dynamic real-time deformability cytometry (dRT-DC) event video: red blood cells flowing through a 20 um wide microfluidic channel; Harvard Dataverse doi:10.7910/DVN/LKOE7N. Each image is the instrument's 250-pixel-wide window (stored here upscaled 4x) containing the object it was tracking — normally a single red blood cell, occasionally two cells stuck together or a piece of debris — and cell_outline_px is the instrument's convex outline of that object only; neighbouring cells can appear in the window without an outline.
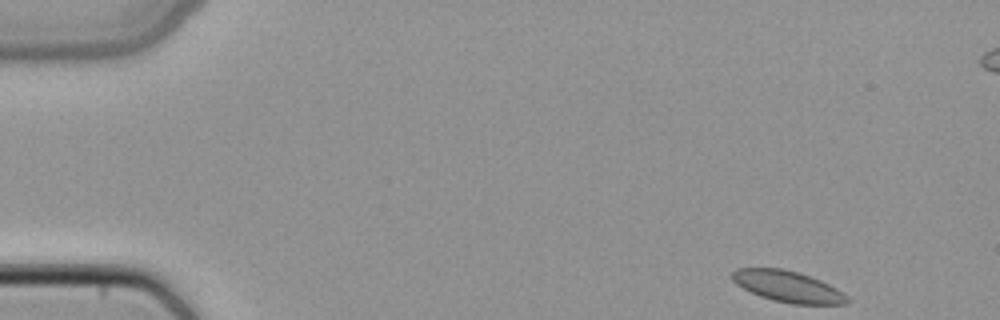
{"species": "common noctule bat (a hibernating species)", "species_latin": "Nyctalus noctula", "temperature_condition": "cold", "stored_images_in_passage": 47, "camera_frame_rate_fps": 3000, "um_per_image_px": 0.085, "animal": {"sex": "female", "body_mass_g": 22.7, "forearm_length_mm": 54.2}, "frame": {"image": 1, "passage_image": 1, "time_ms": 0.0, "image_size_px": [1000, 320], "cell_outline_px": [[848, 304], [792, 304], [772, 300], [760, 296], [736, 284], [732, 280], [732, 272], [736, 268], [784, 268], [800, 272], [820, 280], [836, 288], [848, 296]], "centroid_in_image_um": [66.97, 24.34], "position_along_channel_um": 18.0, "area_um2": 20.92}}
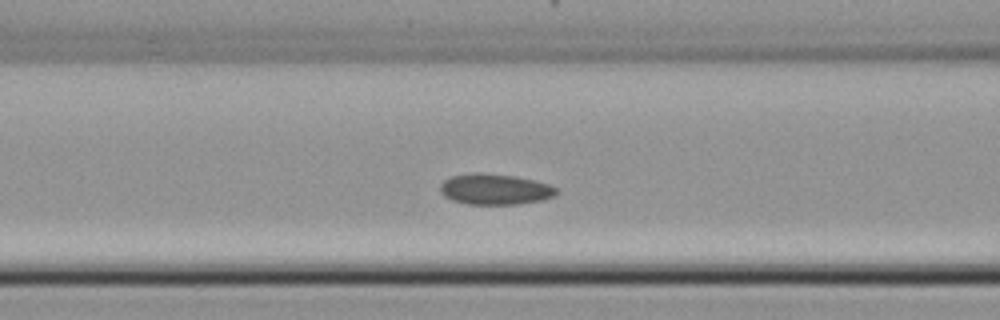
{"frame": {"image": 2, "passage_image": 17, "time_ms": 5.333, "image_size_px": [1000, 320], "cell_outline_px": [[560, 192], [556, 196], [544, 200], [516, 204], [468, 204], [452, 200], [444, 196], [440, 192], [440, 184], [444, 180], [452, 176], [472, 172], [480, 172], [516, 176], [548, 184], [556, 188]], "centroid_in_image_um": [42.08, 16.08], "position_along_channel_um": 124.5, "area_um2": 21.04}}
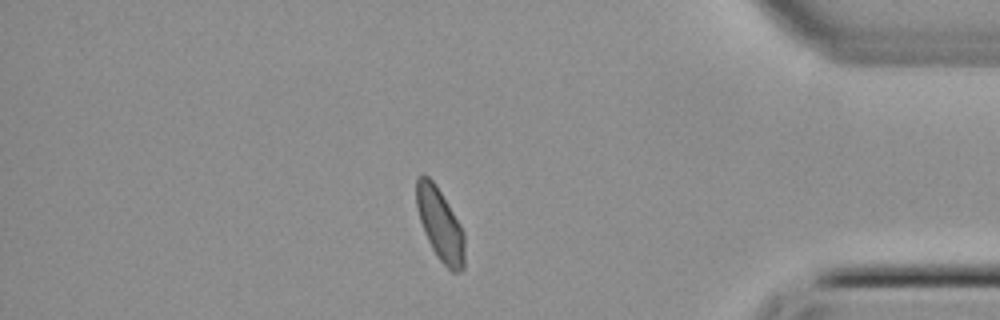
{"frame": {"image": 3, "passage_image": 39, "time_ms": 12.667, "image_size_px": [1000, 320], "cell_outline_px": [[464, 268], [460, 272], [452, 272], [436, 256], [424, 232], [416, 208], [416, 176], [428, 176], [436, 184], [460, 224], [464, 232]], "centroid_in_image_um": [37.4, 19.08], "position_along_channel_um": 397.8, "area_um2": 20.29}}